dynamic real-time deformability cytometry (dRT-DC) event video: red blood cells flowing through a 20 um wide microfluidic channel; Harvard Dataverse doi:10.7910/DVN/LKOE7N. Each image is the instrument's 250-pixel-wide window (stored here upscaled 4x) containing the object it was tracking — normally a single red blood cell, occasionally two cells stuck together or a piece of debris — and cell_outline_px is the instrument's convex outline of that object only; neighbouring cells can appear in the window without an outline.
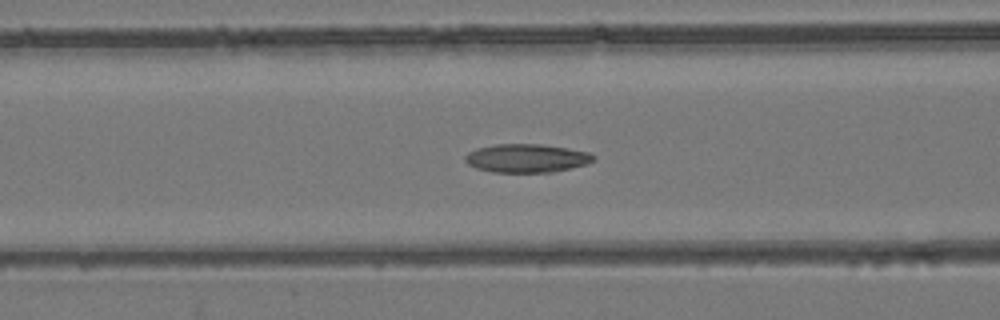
{"species": "common noctule bat (a hibernating species)", "species_latin": "Nyctalus noctula", "temperature_condition": "room temperature", "stored_images_in_passage": 46, "camera_frame_rate_fps": 3000, "um_per_image_px": 0.085, "animal": {"sex": "female", "body_mass_g": 24.6, "forearm_length_mm": 56.2}, "frame": {"image": 1, "passage_image": 22, "time_ms": 7.0, "image_size_px": [1000, 320], "cell_outline_px": [[596, 160], [588, 164], [552, 172], [492, 172], [476, 168], [468, 164], [464, 160], [464, 156], [468, 152], [476, 148], [496, 144], [540, 144], [568, 148], [588, 152], [596, 156]], "centroid_in_image_um": [44.77, 13.44], "position_along_channel_um": 121.8, "area_um2": 21.44}}
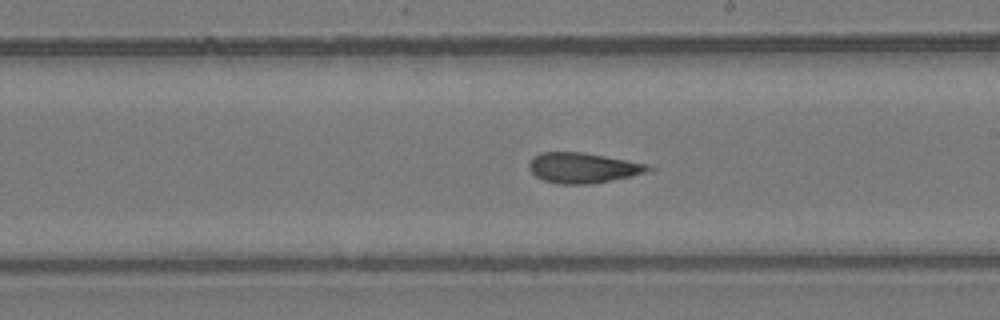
{"frame": {"image": 2, "passage_image": 31, "time_ms": 10.0, "image_size_px": [1000, 320], "cell_outline_px": [[656, 168], [652, 172], [592, 184], [560, 184], [544, 180], [536, 176], [528, 168], [528, 164], [532, 156], [540, 152], [584, 152], [644, 164]], "centroid_in_image_um": [49.55, 14.27], "position_along_channel_um": 239.5, "area_um2": 21.15}}
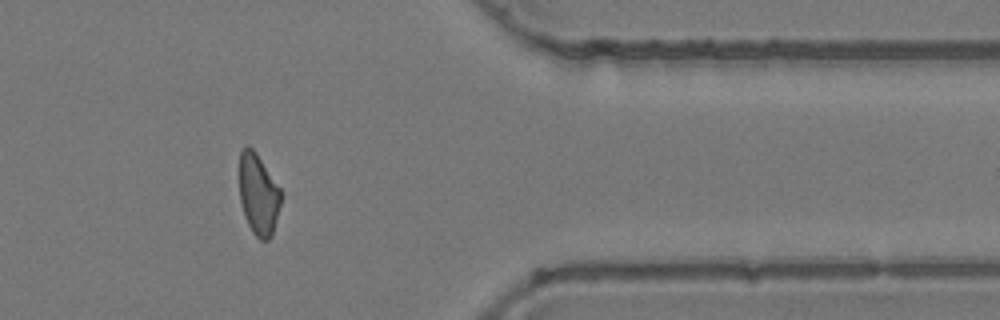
{"frame": {"image": 3, "passage_image": 44, "time_ms": 14.333, "image_size_px": [1000, 320], "cell_outline_px": [[280, 204], [272, 236], [268, 240], [260, 240], [252, 232], [244, 216], [240, 200], [240, 152], [244, 144], [248, 144], [256, 152], [280, 188]], "centroid_in_image_um": [21.95, 16.51], "position_along_channel_um": 389.5, "area_um2": 19.59}, "authors_computed_cell_mechanics": {"area_um2": 22.0507, "velocity_mm_per_s": 3.9164, "shape_relaxation_time_tau1_ms": null, "shape_relaxation_time_tau2_ms": 4.2035, "deformation_change_tau1": null, "deformation_change_tau2": 0.1457}}